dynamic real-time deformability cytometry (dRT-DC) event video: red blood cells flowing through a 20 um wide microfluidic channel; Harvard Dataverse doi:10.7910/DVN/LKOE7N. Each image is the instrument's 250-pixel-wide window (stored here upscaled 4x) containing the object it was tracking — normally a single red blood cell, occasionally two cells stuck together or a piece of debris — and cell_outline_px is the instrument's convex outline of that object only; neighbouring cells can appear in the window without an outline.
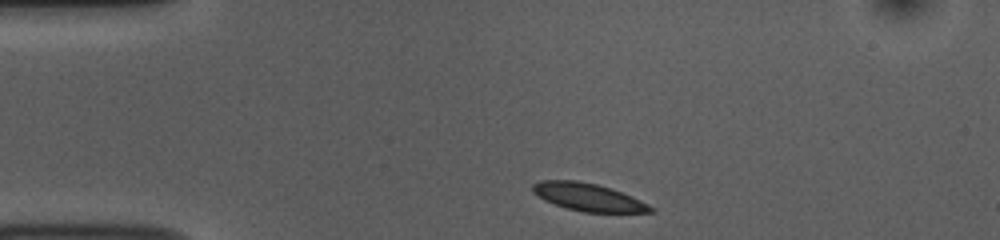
{"species": "common noctule bat (a hibernating species)", "species_latin": "Nyctalus noctula", "temperature_condition": "room temperature", "stored_images_in_passage": 44, "camera_frame_rate_fps": 3000, "um_per_image_px": 0.085, "animal": {"sex": "female", "body_mass_g": 10.0, "forearm_length_mm": 53.1}, "frame": {"image": 1, "passage_image": 1, "time_ms": 0.0, "image_size_px": [1000, 240], "cell_outline_px": [[656, 212], [580, 212], [544, 200], [532, 192], [532, 184], [540, 180], [576, 180], [596, 184], [620, 192], [648, 204], [656, 208]], "centroid_in_image_um": [49.97, 16.76], "position_along_channel_um": 35.0, "area_um2": 18.79}}
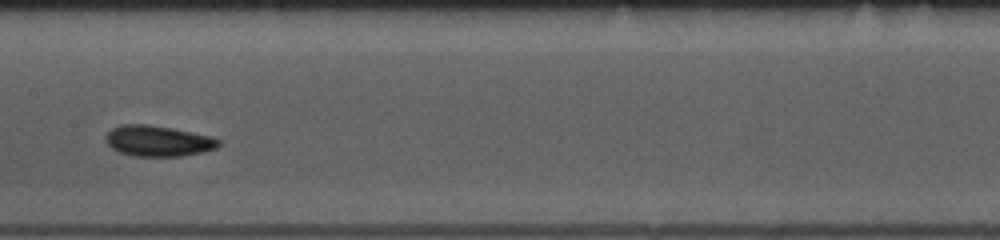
{"frame": {"image": 2, "passage_image": 17, "time_ms": 5.333, "image_size_px": [1000, 240], "cell_outline_px": [[220, 144], [216, 148], [204, 152], [180, 156], [136, 156], [120, 152], [112, 148], [104, 140], [104, 136], [112, 128], [120, 124], [144, 124], [172, 128], [212, 136], [220, 140]], "centroid_in_image_um": [13.43, 11.97], "position_along_channel_um": 194.0, "area_um2": 20.29}}
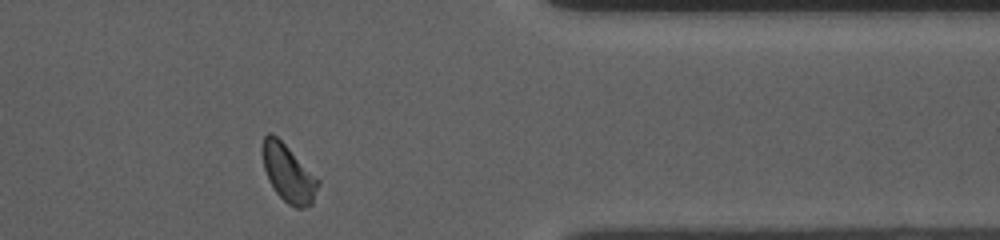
{"frame": {"image": 3, "passage_image": 34, "time_ms": 11.0, "image_size_px": [1000, 240], "cell_outline_px": [[320, 184], [312, 204], [304, 208], [296, 208], [288, 204], [276, 192], [268, 180], [264, 168], [260, 148], [264, 136], [268, 132], [272, 132], [320, 180]], "centroid_in_image_um": [24.49, 14.73], "position_along_channel_um": 386.9, "area_um2": 18.67}, "authors_computed_cell_mechanics": {"area_um2": 18.7561, "velocity_mm_per_s": 3.7024, "shape_relaxation_time_tau1_ms": 2.1366, "shape_relaxation_time_tau2_ms": null, "deformation_change_tau1": 0.0968, "deformation_change_tau2": null}}